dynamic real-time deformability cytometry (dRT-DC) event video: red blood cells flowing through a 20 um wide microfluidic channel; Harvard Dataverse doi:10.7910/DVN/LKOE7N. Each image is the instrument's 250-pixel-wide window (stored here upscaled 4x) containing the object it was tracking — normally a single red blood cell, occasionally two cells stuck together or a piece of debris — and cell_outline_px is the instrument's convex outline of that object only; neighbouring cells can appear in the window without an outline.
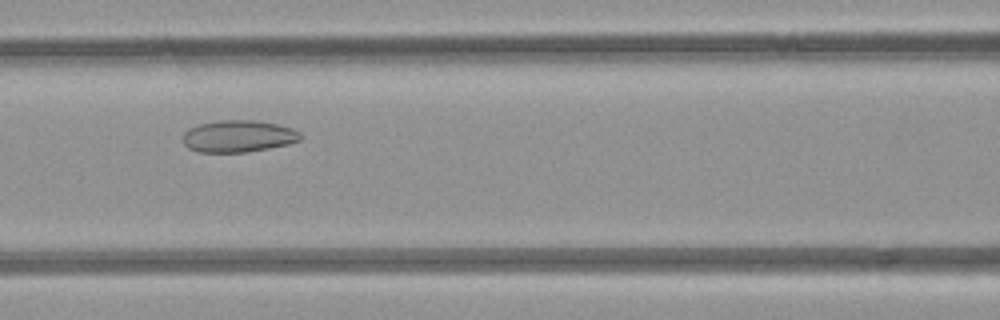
{"species": "common noctule bat (a hibernating species)", "species_latin": "Nyctalus noctula", "temperature_condition": "room temperature", "stored_images_in_passage": 6, "camera_frame_rate_fps": 3000, "um_per_image_px": 0.085, "animal": {"sex": "female", "body_mass_g": 21.9}, "frame": {"image": 1, "passage_image": 4, "time_ms": 3.333, "image_size_px": [1000, 320], "cell_outline_px": [[300, 140], [288, 144], [268, 148], [244, 152], [200, 152], [188, 148], [184, 144], [184, 132], [188, 128], [200, 124], [216, 120], [256, 120], [280, 124], [292, 128], [300, 132]], "centroid_in_image_um": [20.26, 11.56], "position_along_channel_um": 146.3, "area_um2": 21.91}}
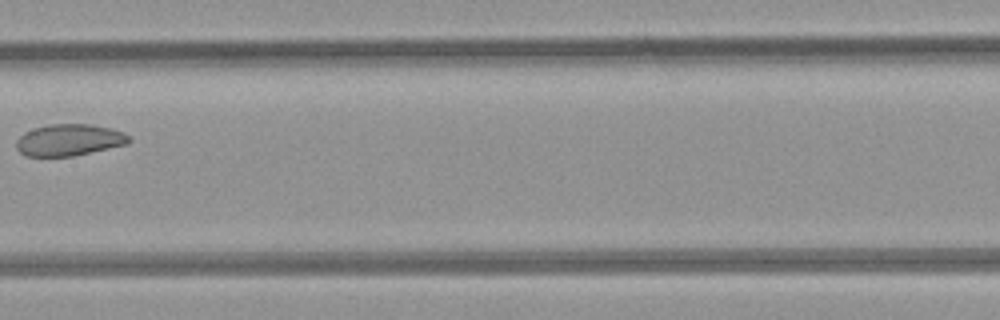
{"frame": {"image": 2, "passage_image": 5, "time_ms": 4.667, "image_size_px": [1000, 320], "cell_outline_px": [[132, 140], [124, 144], [108, 148], [72, 156], [24, 156], [16, 148], [16, 140], [24, 132], [48, 124], [88, 124], [112, 128], [124, 132]], "centroid_in_image_um": [5.85, 11.89], "position_along_channel_um": 201.6, "area_um2": 20.63}}
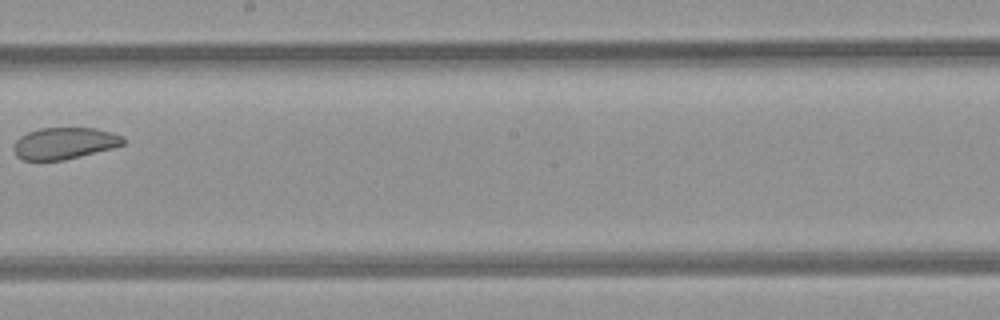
{"frame": {"image": 3, "passage_image": 6, "time_ms": 5.667, "image_size_px": [1000, 320], "cell_outline_px": [[124, 144], [112, 148], [64, 160], [20, 160], [16, 156], [12, 148], [16, 140], [20, 136], [28, 132], [40, 128], [96, 128], [124, 136]], "centroid_in_image_um": [5.44, 12.18], "position_along_channel_um": 242.8, "area_um2": 20.23}}